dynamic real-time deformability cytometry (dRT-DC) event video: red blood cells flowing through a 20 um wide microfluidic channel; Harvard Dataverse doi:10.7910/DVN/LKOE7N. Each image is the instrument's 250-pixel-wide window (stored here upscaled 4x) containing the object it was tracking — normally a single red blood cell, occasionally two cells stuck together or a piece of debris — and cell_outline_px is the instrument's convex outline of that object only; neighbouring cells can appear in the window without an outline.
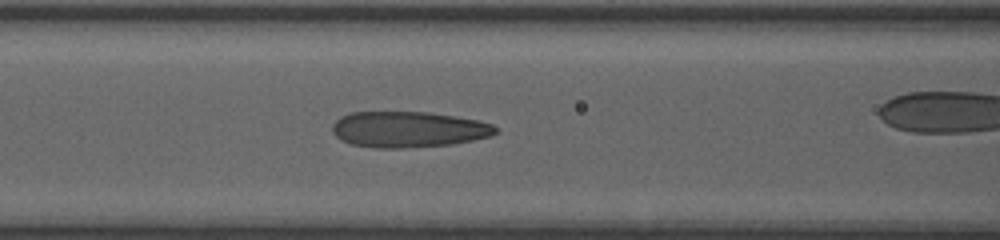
{"species": "human", "species_latin": "Homo sapiens", "temperature_condition": "room temperature", "stored_images_in_passage": 29, "camera_frame_rate_fps": 3000, "um_per_image_px": 0.085, "donor": {"sex": "female"}, "frame": {"image": 1, "passage_image": 8, "time_ms": 2.333, "image_size_px": [1000, 240], "cell_outline_px": [[500, 132], [492, 136], [472, 140], [448, 144], [400, 148], [376, 148], [352, 144], [340, 140], [332, 132], [332, 124], [340, 116], [348, 112], [428, 112], [476, 120], [492, 124], [500, 128]], "centroid_in_image_um": [34.7, 10.99], "position_along_channel_um": 131.9, "area_um2": 34.22}}
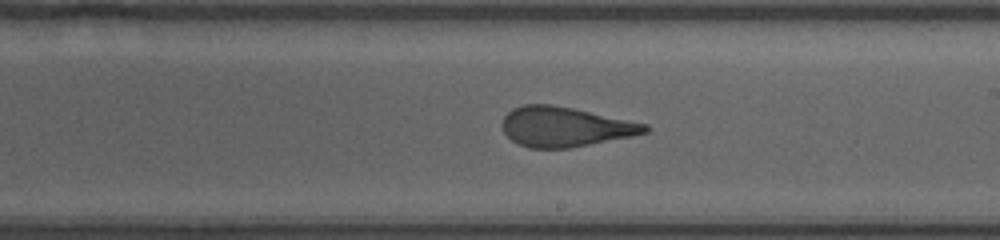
{"frame": {"image": 2, "passage_image": 16, "time_ms": 5.0, "image_size_px": [1000, 240], "cell_outline_px": [[652, 128], [648, 132], [632, 136], [568, 148], [528, 148], [512, 140], [504, 132], [500, 124], [504, 116], [512, 108], [524, 104], [548, 104], [572, 108], [648, 124]], "centroid_in_image_um": [48.01, 10.77], "position_along_channel_um": 241.0, "area_um2": 33.0}}
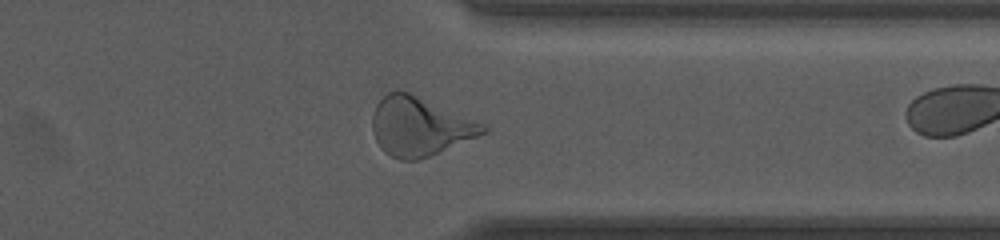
{"frame": {"image": 3, "passage_image": 26, "time_ms": 8.333, "image_size_px": [1000, 240], "cell_outline_px": [[488, 132], [428, 156], [416, 160], [400, 160], [384, 152], [376, 140], [372, 132], [372, 116], [376, 104], [388, 92], [396, 88], [400, 88], [484, 124], [488, 128]], "centroid_in_image_um": [35.63, 10.73], "position_along_channel_um": 375.8, "area_um2": 37.63}}